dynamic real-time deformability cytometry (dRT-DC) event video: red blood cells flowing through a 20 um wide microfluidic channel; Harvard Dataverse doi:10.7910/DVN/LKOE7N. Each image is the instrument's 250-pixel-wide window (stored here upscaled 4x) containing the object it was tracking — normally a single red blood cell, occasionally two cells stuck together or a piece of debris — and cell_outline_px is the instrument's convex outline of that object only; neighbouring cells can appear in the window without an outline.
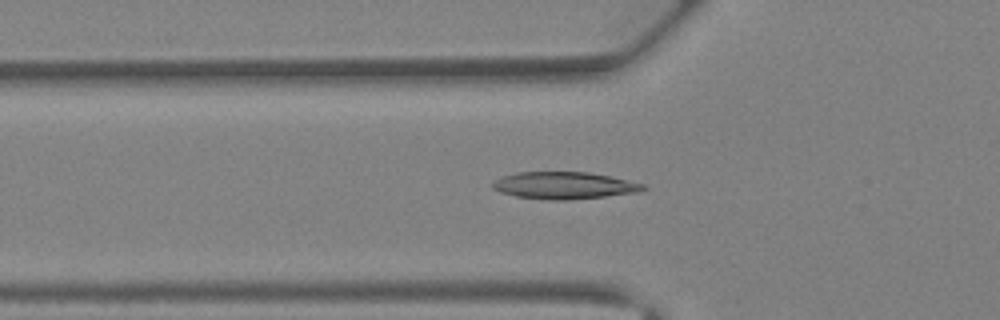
{"species": "Egyptian fruit bat (a non-hibernating species)", "species_latin": "Rousettus aegyptiacus", "temperature_condition": "warm", "stored_images_in_passage": 17, "camera_frame_rate_fps": 3000, "um_per_image_px": 0.085, "animal": {"sex": "female"}, "frame": {"image": 1, "passage_image": 3, "time_ms": 0.667, "image_size_px": [1000, 320], "cell_outline_px": [[616, 192], [592, 196], [528, 196], [516, 192], [576, 176], [600, 176], [616, 180]], "centroid_in_image_um": [48.83, 15.92], "position_along_channel_um": 77.0, "area_um2": 10.23}}
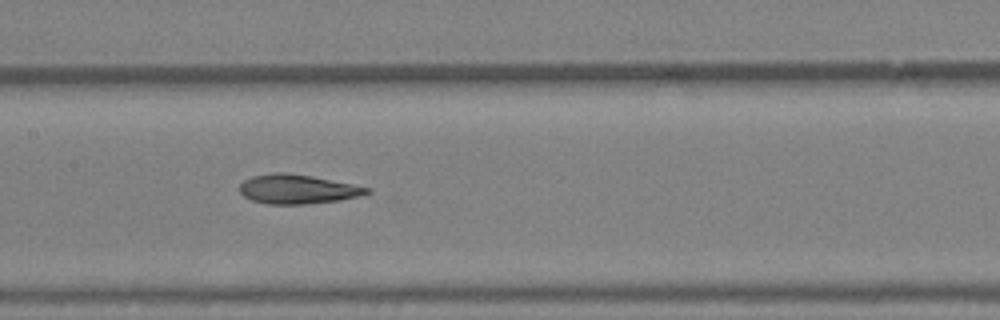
{"frame": {"image": 2, "passage_image": 9, "time_ms": 2.667, "image_size_px": [1000, 320], "cell_outline_px": [[364, 192], [324, 200], [264, 200], [268, 176], [300, 176], [320, 180], [336, 184]], "centroid_in_image_um": [25.82, 16.07], "position_along_channel_um": 181.6, "area_um2": 12.43}}
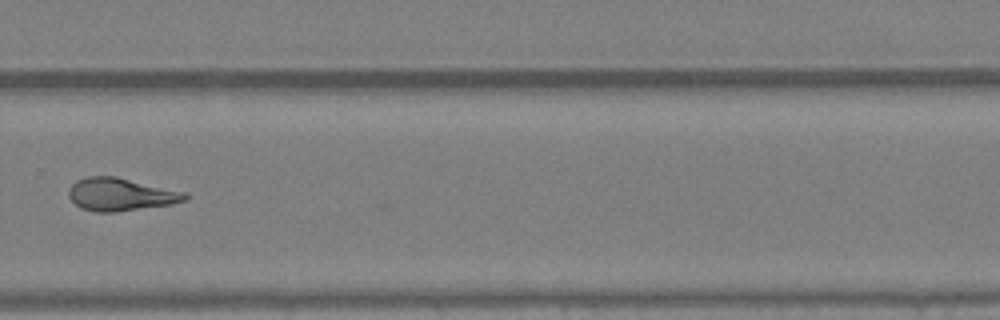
{"frame": {"image": 3, "passage_image": 17, "time_ms": 5.333, "image_size_px": [1000, 320], "cell_outline_px": [[176, 200], [156, 204], [124, 208], [88, 208], [80, 204], [108, 180], [120, 180], [132, 184]], "centroid_in_image_um": [10.43, 16.69], "position_along_channel_um": 319.4, "area_um2": 11.56}}